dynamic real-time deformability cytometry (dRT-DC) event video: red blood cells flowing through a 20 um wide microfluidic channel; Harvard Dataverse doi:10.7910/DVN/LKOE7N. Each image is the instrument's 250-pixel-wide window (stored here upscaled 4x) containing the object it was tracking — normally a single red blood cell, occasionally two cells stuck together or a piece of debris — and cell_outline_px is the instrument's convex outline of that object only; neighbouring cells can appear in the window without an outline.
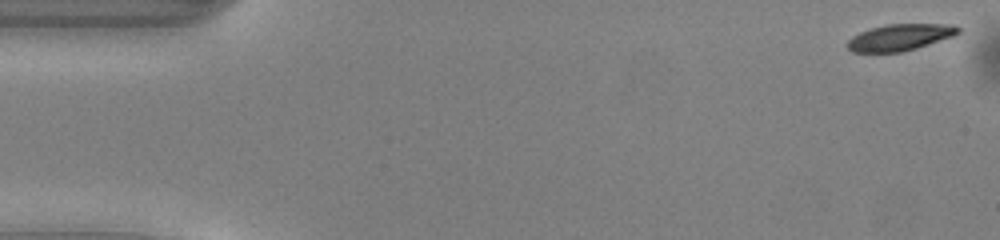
{"species": "common noctule bat (a hibernating species)", "species_latin": "Nyctalus noctula", "temperature_condition": "warm", "stored_images_in_passage": 50, "camera_frame_rate_fps": 3000, "um_per_image_px": 0.085, "animal": {"sex": "male", "body_mass_g": 13.0, "forearm_length_mm": 53.1}, "frame": {"image": 1, "passage_image": 1, "time_ms": 0.0, "image_size_px": [1000, 240], "cell_outline_px": [[960, 32], [956, 36], [916, 48], [900, 52], [852, 52], [848, 48], [848, 40], [852, 36], [860, 32], [872, 28], [888, 24], [956, 24], [960, 28]], "centroid_in_image_um": [76.55, 3.16], "position_along_channel_um": 8.4, "area_um2": 17.17}}
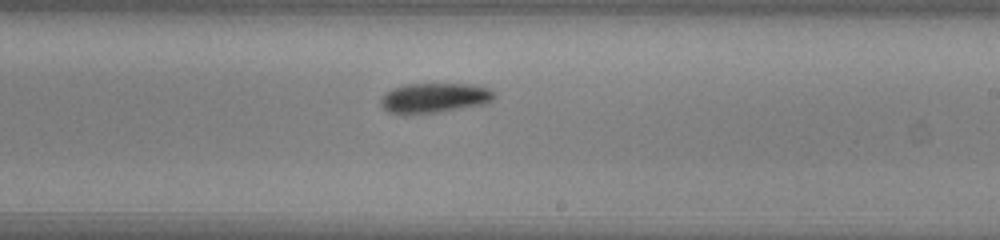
{"frame": {"image": 2, "passage_image": 29, "time_ms": 9.333, "image_size_px": [1000, 240], "cell_outline_px": [[496, 96], [492, 100], [484, 104], [436, 112], [388, 112], [380, 104], [380, 100], [392, 88], [404, 84], [472, 84], [488, 88], [496, 92]], "centroid_in_image_um": [36.98, 8.29], "position_along_channel_um": 252.0, "area_um2": 19.25}}
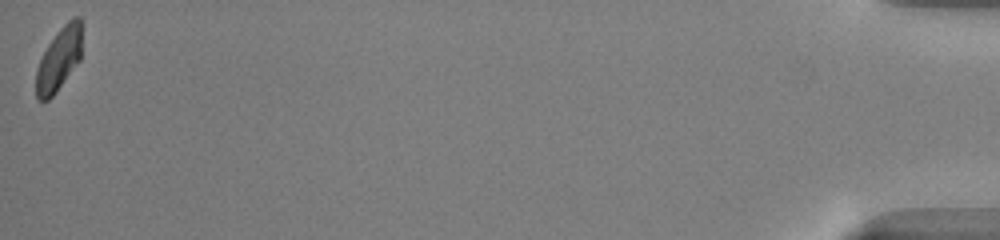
{"frame": {"image": 3, "passage_image": 50, "time_ms": 16.333, "image_size_px": [1000, 240], "cell_outline_px": [[80, 60], [56, 92], [48, 100], [40, 100], [36, 96], [36, 68], [48, 44], [56, 32], [72, 16], [80, 16]], "centroid_in_image_um": [4.99, 5.02], "position_along_channel_um": 430.2, "area_um2": 16.59}, "authors_computed_cell_mechanics": {"area_um2": 18.8717, "velocity_mm_per_s": 4.045, "shape_relaxation_time_tau1_ms": 2.2987, "shape_relaxation_time_tau2_ms": null, "deformation_change_tau1": 0.1094, "deformation_change_tau2": null}}